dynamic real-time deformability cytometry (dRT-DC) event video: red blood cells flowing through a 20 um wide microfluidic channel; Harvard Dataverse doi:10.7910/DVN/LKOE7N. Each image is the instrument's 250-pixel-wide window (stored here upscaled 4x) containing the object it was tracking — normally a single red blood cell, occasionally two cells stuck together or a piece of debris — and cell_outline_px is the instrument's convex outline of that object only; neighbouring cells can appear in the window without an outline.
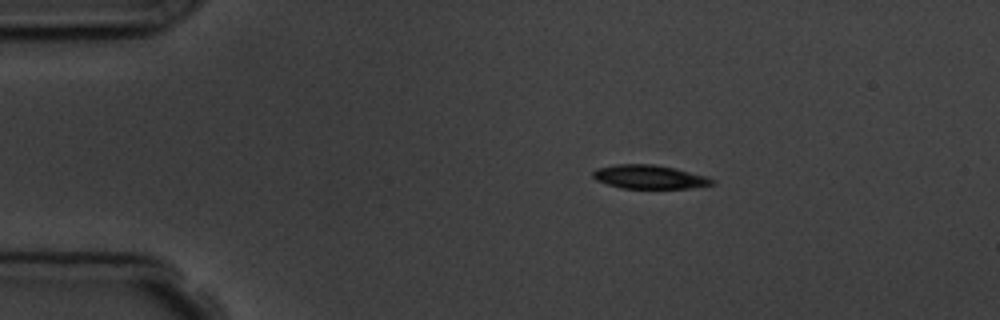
{"species": "common noctule bat (a hibernating species)", "species_latin": "Nyctalus noctula", "temperature_condition": "room temperature", "stored_images_in_passage": 6, "camera_frame_rate_fps": 3000, "um_per_image_px": 0.085, "animal": {"sex": "male", "body_mass_g": 19.5, "forearm_length_mm": 54.6}, "frame": {"image": 1, "passage_image": 1, "time_ms": 0.0, "image_size_px": [1000, 320], "cell_outline_px": [[716, 184], [688, 188], [620, 188], [596, 180], [592, 176], [592, 172], [596, 168], [616, 164], [656, 164], [704, 176], [716, 180]], "centroid_in_image_um": [55.16, 15.04], "position_along_channel_um": 29.8, "area_um2": 16.36}}
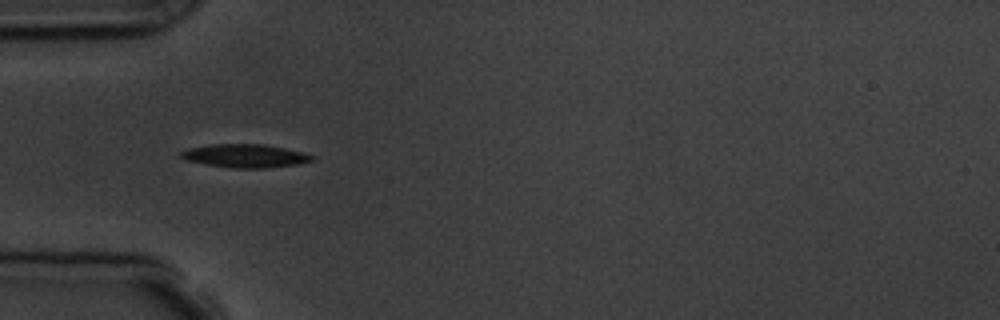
{"frame": {"image": 2, "passage_image": 3, "time_ms": 2.333, "image_size_px": [1000, 320], "cell_outline_px": [[316, 156], [312, 160], [300, 164], [264, 168], [232, 168], [204, 164], [188, 160], [180, 156], [180, 152], [188, 148], [212, 144], [264, 144], [304, 152]], "centroid_in_image_um": [20.86, 13.25], "position_along_channel_um": 64.1, "area_um2": 17.86}}